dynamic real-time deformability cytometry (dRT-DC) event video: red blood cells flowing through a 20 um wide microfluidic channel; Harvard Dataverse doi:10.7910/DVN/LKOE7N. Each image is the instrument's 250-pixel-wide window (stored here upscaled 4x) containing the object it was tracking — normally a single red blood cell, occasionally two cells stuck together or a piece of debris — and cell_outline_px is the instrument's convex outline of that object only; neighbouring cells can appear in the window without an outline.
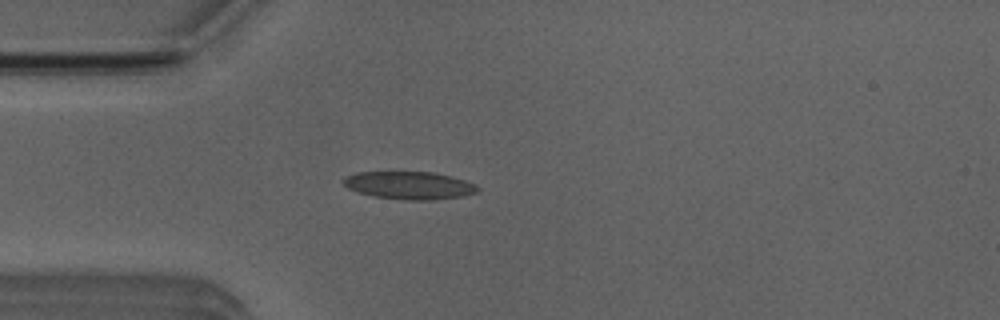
{"species": "Egyptian fruit bat (a non-hibernating species)", "species_latin": "Rousettus aegyptiacus", "temperature_condition": "room temperature", "stored_images_in_passage": 4, "camera_frame_rate_fps": 3000, "um_per_image_px": 0.085, "animal": {"sex": "male"}, "frame": {"image": 1, "passage_image": 4, "time_ms": 4.333, "image_size_px": [1000, 320], "cell_outline_px": [[480, 188], [476, 192], [464, 196], [436, 200], [408, 200], [376, 196], [356, 192], [348, 188], [340, 180], [344, 176], [356, 172], [388, 168], [432, 172], [452, 176], [464, 180]], "centroid_in_image_um": [34.68, 15.69], "position_along_channel_um": 50.3, "area_um2": 22.83}}